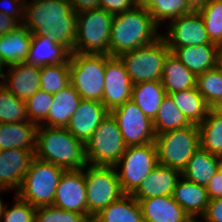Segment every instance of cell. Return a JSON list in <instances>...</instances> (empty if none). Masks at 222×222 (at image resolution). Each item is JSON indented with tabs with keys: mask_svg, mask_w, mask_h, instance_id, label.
I'll return each instance as SVG.
<instances>
[{
	"mask_svg": "<svg viewBox=\"0 0 222 222\" xmlns=\"http://www.w3.org/2000/svg\"><path fill=\"white\" fill-rule=\"evenodd\" d=\"M53 99L47 119L39 126L66 128L71 116L78 109L82 98L70 84L66 88L53 94Z\"/></svg>",
	"mask_w": 222,
	"mask_h": 222,
	"instance_id": "cell-24",
	"label": "cell"
},
{
	"mask_svg": "<svg viewBox=\"0 0 222 222\" xmlns=\"http://www.w3.org/2000/svg\"><path fill=\"white\" fill-rule=\"evenodd\" d=\"M211 0H188L191 11L199 12L202 10Z\"/></svg>",
	"mask_w": 222,
	"mask_h": 222,
	"instance_id": "cell-48",
	"label": "cell"
},
{
	"mask_svg": "<svg viewBox=\"0 0 222 222\" xmlns=\"http://www.w3.org/2000/svg\"><path fill=\"white\" fill-rule=\"evenodd\" d=\"M32 33L23 25L0 37V58L4 66L26 62Z\"/></svg>",
	"mask_w": 222,
	"mask_h": 222,
	"instance_id": "cell-25",
	"label": "cell"
},
{
	"mask_svg": "<svg viewBox=\"0 0 222 222\" xmlns=\"http://www.w3.org/2000/svg\"><path fill=\"white\" fill-rule=\"evenodd\" d=\"M165 95L161 80L146 81L133 84L131 100L153 121Z\"/></svg>",
	"mask_w": 222,
	"mask_h": 222,
	"instance_id": "cell-30",
	"label": "cell"
},
{
	"mask_svg": "<svg viewBox=\"0 0 222 222\" xmlns=\"http://www.w3.org/2000/svg\"><path fill=\"white\" fill-rule=\"evenodd\" d=\"M1 83L15 96L26 101L40 89V67L26 62L8 66ZM9 77V78H8ZM8 78V79H7Z\"/></svg>",
	"mask_w": 222,
	"mask_h": 222,
	"instance_id": "cell-18",
	"label": "cell"
},
{
	"mask_svg": "<svg viewBox=\"0 0 222 222\" xmlns=\"http://www.w3.org/2000/svg\"><path fill=\"white\" fill-rule=\"evenodd\" d=\"M22 25L33 36H49L73 53L77 13L67 0L25 1Z\"/></svg>",
	"mask_w": 222,
	"mask_h": 222,
	"instance_id": "cell-1",
	"label": "cell"
},
{
	"mask_svg": "<svg viewBox=\"0 0 222 222\" xmlns=\"http://www.w3.org/2000/svg\"><path fill=\"white\" fill-rule=\"evenodd\" d=\"M210 199L222 198V165L206 186Z\"/></svg>",
	"mask_w": 222,
	"mask_h": 222,
	"instance_id": "cell-45",
	"label": "cell"
},
{
	"mask_svg": "<svg viewBox=\"0 0 222 222\" xmlns=\"http://www.w3.org/2000/svg\"><path fill=\"white\" fill-rule=\"evenodd\" d=\"M53 206L83 214L87 218V200L84 168L67 170L61 175Z\"/></svg>",
	"mask_w": 222,
	"mask_h": 222,
	"instance_id": "cell-15",
	"label": "cell"
},
{
	"mask_svg": "<svg viewBox=\"0 0 222 222\" xmlns=\"http://www.w3.org/2000/svg\"><path fill=\"white\" fill-rule=\"evenodd\" d=\"M165 40L160 37L154 43L120 54L125 69L133 84L146 81H159L162 68L170 53Z\"/></svg>",
	"mask_w": 222,
	"mask_h": 222,
	"instance_id": "cell-9",
	"label": "cell"
},
{
	"mask_svg": "<svg viewBox=\"0 0 222 222\" xmlns=\"http://www.w3.org/2000/svg\"><path fill=\"white\" fill-rule=\"evenodd\" d=\"M196 87L212 108L222 101V70L218 67L197 75Z\"/></svg>",
	"mask_w": 222,
	"mask_h": 222,
	"instance_id": "cell-37",
	"label": "cell"
},
{
	"mask_svg": "<svg viewBox=\"0 0 222 222\" xmlns=\"http://www.w3.org/2000/svg\"><path fill=\"white\" fill-rule=\"evenodd\" d=\"M181 179L177 181L172 197L193 220H197L198 215L201 217L206 212L210 200L208 192L204 186L182 176Z\"/></svg>",
	"mask_w": 222,
	"mask_h": 222,
	"instance_id": "cell-22",
	"label": "cell"
},
{
	"mask_svg": "<svg viewBox=\"0 0 222 222\" xmlns=\"http://www.w3.org/2000/svg\"><path fill=\"white\" fill-rule=\"evenodd\" d=\"M6 7L0 8V12H4L7 16L16 18L18 21L23 20L24 0H2ZM22 19H19V18Z\"/></svg>",
	"mask_w": 222,
	"mask_h": 222,
	"instance_id": "cell-44",
	"label": "cell"
},
{
	"mask_svg": "<svg viewBox=\"0 0 222 222\" xmlns=\"http://www.w3.org/2000/svg\"><path fill=\"white\" fill-rule=\"evenodd\" d=\"M87 218L94 217L110 203L124 195L114 166L84 167Z\"/></svg>",
	"mask_w": 222,
	"mask_h": 222,
	"instance_id": "cell-10",
	"label": "cell"
},
{
	"mask_svg": "<svg viewBox=\"0 0 222 222\" xmlns=\"http://www.w3.org/2000/svg\"><path fill=\"white\" fill-rule=\"evenodd\" d=\"M26 103L0 83V123L28 122Z\"/></svg>",
	"mask_w": 222,
	"mask_h": 222,
	"instance_id": "cell-35",
	"label": "cell"
},
{
	"mask_svg": "<svg viewBox=\"0 0 222 222\" xmlns=\"http://www.w3.org/2000/svg\"><path fill=\"white\" fill-rule=\"evenodd\" d=\"M70 82L69 61L40 67V89L55 94L70 85Z\"/></svg>",
	"mask_w": 222,
	"mask_h": 222,
	"instance_id": "cell-36",
	"label": "cell"
},
{
	"mask_svg": "<svg viewBox=\"0 0 222 222\" xmlns=\"http://www.w3.org/2000/svg\"><path fill=\"white\" fill-rule=\"evenodd\" d=\"M169 95L177 108L181 110L192 124L199 125L211 110V107L198 92L197 87L171 93Z\"/></svg>",
	"mask_w": 222,
	"mask_h": 222,
	"instance_id": "cell-31",
	"label": "cell"
},
{
	"mask_svg": "<svg viewBox=\"0 0 222 222\" xmlns=\"http://www.w3.org/2000/svg\"><path fill=\"white\" fill-rule=\"evenodd\" d=\"M34 157L31 150L24 148L0 151V189L17 192Z\"/></svg>",
	"mask_w": 222,
	"mask_h": 222,
	"instance_id": "cell-17",
	"label": "cell"
},
{
	"mask_svg": "<svg viewBox=\"0 0 222 222\" xmlns=\"http://www.w3.org/2000/svg\"><path fill=\"white\" fill-rule=\"evenodd\" d=\"M85 222H99L97 219H95L94 217H89L86 219Z\"/></svg>",
	"mask_w": 222,
	"mask_h": 222,
	"instance_id": "cell-54",
	"label": "cell"
},
{
	"mask_svg": "<svg viewBox=\"0 0 222 222\" xmlns=\"http://www.w3.org/2000/svg\"><path fill=\"white\" fill-rule=\"evenodd\" d=\"M71 52L49 36H33L26 63L35 66L57 65L67 63Z\"/></svg>",
	"mask_w": 222,
	"mask_h": 222,
	"instance_id": "cell-23",
	"label": "cell"
},
{
	"mask_svg": "<svg viewBox=\"0 0 222 222\" xmlns=\"http://www.w3.org/2000/svg\"><path fill=\"white\" fill-rule=\"evenodd\" d=\"M181 172L176 169L158 164L142 181L132 194L136 200L157 196H172Z\"/></svg>",
	"mask_w": 222,
	"mask_h": 222,
	"instance_id": "cell-20",
	"label": "cell"
},
{
	"mask_svg": "<svg viewBox=\"0 0 222 222\" xmlns=\"http://www.w3.org/2000/svg\"><path fill=\"white\" fill-rule=\"evenodd\" d=\"M12 208L4 209L1 222H35L36 207L15 195Z\"/></svg>",
	"mask_w": 222,
	"mask_h": 222,
	"instance_id": "cell-41",
	"label": "cell"
},
{
	"mask_svg": "<svg viewBox=\"0 0 222 222\" xmlns=\"http://www.w3.org/2000/svg\"><path fill=\"white\" fill-rule=\"evenodd\" d=\"M198 127L200 147L222 158V118L211 109Z\"/></svg>",
	"mask_w": 222,
	"mask_h": 222,
	"instance_id": "cell-33",
	"label": "cell"
},
{
	"mask_svg": "<svg viewBox=\"0 0 222 222\" xmlns=\"http://www.w3.org/2000/svg\"><path fill=\"white\" fill-rule=\"evenodd\" d=\"M157 165V149L154 142L126 147L122 158L114 166L116 169L118 166L121 168L117 175L123 193L132 195Z\"/></svg>",
	"mask_w": 222,
	"mask_h": 222,
	"instance_id": "cell-11",
	"label": "cell"
},
{
	"mask_svg": "<svg viewBox=\"0 0 222 222\" xmlns=\"http://www.w3.org/2000/svg\"><path fill=\"white\" fill-rule=\"evenodd\" d=\"M83 214L63 210L53 205L37 207L35 222H85Z\"/></svg>",
	"mask_w": 222,
	"mask_h": 222,
	"instance_id": "cell-40",
	"label": "cell"
},
{
	"mask_svg": "<svg viewBox=\"0 0 222 222\" xmlns=\"http://www.w3.org/2000/svg\"><path fill=\"white\" fill-rule=\"evenodd\" d=\"M99 222H144L139 202L124 194L94 216Z\"/></svg>",
	"mask_w": 222,
	"mask_h": 222,
	"instance_id": "cell-29",
	"label": "cell"
},
{
	"mask_svg": "<svg viewBox=\"0 0 222 222\" xmlns=\"http://www.w3.org/2000/svg\"><path fill=\"white\" fill-rule=\"evenodd\" d=\"M70 83L85 100L101 101L105 83V54L71 53Z\"/></svg>",
	"mask_w": 222,
	"mask_h": 222,
	"instance_id": "cell-7",
	"label": "cell"
},
{
	"mask_svg": "<svg viewBox=\"0 0 222 222\" xmlns=\"http://www.w3.org/2000/svg\"><path fill=\"white\" fill-rule=\"evenodd\" d=\"M37 125L33 122L0 123V151L24 148L36 151Z\"/></svg>",
	"mask_w": 222,
	"mask_h": 222,
	"instance_id": "cell-26",
	"label": "cell"
},
{
	"mask_svg": "<svg viewBox=\"0 0 222 222\" xmlns=\"http://www.w3.org/2000/svg\"><path fill=\"white\" fill-rule=\"evenodd\" d=\"M197 76L170 52L163 64L161 83L166 94L196 87Z\"/></svg>",
	"mask_w": 222,
	"mask_h": 222,
	"instance_id": "cell-28",
	"label": "cell"
},
{
	"mask_svg": "<svg viewBox=\"0 0 222 222\" xmlns=\"http://www.w3.org/2000/svg\"><path fill=\"white\" fill-rule=\"evenodd\" d=\"M159 26L144 6L115 14L110 30V56H119L130 50L154 43L161 37Z\"/></svg>",
	"mask_w": 222,
	"mask_h": 222,
	"instance_id": "cell-2",
	"label": "cell"
},
{
	"mask_svg": "<svg viewBox=\"0 0 222 222\" xmlns=\"http://www.w3.org/2000/svg\"><path fill=\"white\" fill-rule=\"evenodd\" d=\"M35 157L67 170H80L87 165L85 144L66 128L38 126Z\"/></svg>",
	"mask_w": 222,
	"mask_h": 222,
	"instance_id": "cell-3",
	"label": "cell"
},
{
	"mask_svg": "<svg viewBox=\"0 0 222 222\" xmlns=\"http://www.w3.org/2000/svg\"><path fill=\"white\" fill-rule=\"evenodd\" d=\"M110 113L116 119L127 147L154 142L153 121L131 99L113 108Z\"/></svg>",
	"mask_w": 222,
	"mask_h": 222,
	"instance_id": "cell-12",
	"label": "cell"
},
{
	"mask_svg": "<svg viewBox=\"0 0 222 222\" xmlns=\"http://www.w3.org/2000/svg\"><path fill=\"white\" fill-rule=\"evenodd\" d=\"M5 191L4 189H0V192ZM3 200L0 198V222L2 221L3 213H4V205H3Z\"/></svg>",
	"mask_w": 222,
	"mask_h": 222,
	"instance_id": "cell-51",
	"label": "cell"
},
{
	"mask_svg": "<svg viewBox=\"0 0 222 222\" xmlns=\"http://www.w3.org/2000/svg\"><path fill=\"white\" fill-rule=\"evenodd\" d=\"M167 33L161 34L167 47H187L212 43L199 12L192 11L171 20Z\"/></svg>",
	"mask_w": 222,
	"mask_h": 222,
	"instance_id": "cell-13",
	"label": "cell"
},
{
	"mask_svg": "<svg viewBox=\"0 0 222 222\" xmlns=\"http://www.w3.org/2000/svg\"><path fill=\"white\" fill-rule=\"evenodd\" d=\"M217 115L222 118V101L218 102L214 107L211 108Z\"/></svg>",
	"mask_w": 222,
	"mask_h": 222,
	"instance_id": "cell-50",
	"label": "cell"
},
{
	"mask_svg": "<svg viewBox=\"0 0 222 222\" xmlns=\"http://www.w3.org/2000/svg\"><path fill=\"white\" fill-rule=\"evenodd\" d=\"M113 15L103 9L77 13V34L73 53L110 56V30Z\"/></svg>",
	"mask_w": 222,
	"mask_h": 222,
	"instance_id": "cell-5",
	"label": "cell"
},
{
	"mask_svg": "<svg viewBox=\"0 0 222 222\" xmlns=\"http://www.w3.org/2000/svg\"><path fill=\"white\" fill-rule=\"evenodd\" d=\"M133 83L118 56L105 54V83L102 103L111 111L131 99Z\"/></svg>",
	"mask_w": 222,
	"mask_h": 222,
	"instance_id": "cell-14",
	"label": "cell"
},
{
	"mask_svg": "<svg viewBox=\"0 0 222 222\" xmlns=\"http://www.w3.org/2000/svg\"><path fill=\"white\" fill-rule=\"evenodd\" d=\"M217 67L222 70V43L217 44Z\"/></svg>",
	"mask_w": 222,
	"mask_h": 222,
	"instance_id": "cell-49",
	"label": "cell"
},
{
	"mask_svg": "<svg viewBox=\"0 0 222 222\" xmlns=\"http://www.w3.org/2000/svg\"><path fill=\"white\" fill-rule=\"evenodd\" d=\"M221 165V157L210 154L200 147L189 159L181 176L188 181L206 187Z\"/></svg>",
	"mask_w": 222,
	"mask_h": 222,
	"instance_id": "cell-27",
	"label": "cell"
},
{
	"mask_svg": "<svg viewBox=\"0 0 222 222\" xmlns=\"http://www.w3.org/2000/svg\"><path fill=\"white\" fill-rule=\"evenodd\" d=\"M135 6L132 0H100V9L112 15L132 10Z\"/></svg>",
	"mask_w": 222,
	"mask_h": 222,
	"instance_id": "cell-42",
	"label": "cell"
},
{
	"mask_svg": "<svg viewBox=\"0 0 222 222\" xmlns=\"http://www.w3.org/2000/svg\"><path fill=\"white\" fill-rule=\"evenodd\" d=\"M136 6H145L148 0H132Z\"/></svg>",
	"mask_w": 222,
	"mask_h": 222,
	"instance_id": "cell-52",
	"label": "cell"
},
{
	"mask_svg": "<svg viewBox=\"0 0 222 222\" xmlns=\"http://www.w3.org/2000/svg\"><path fill=\"white\" fill-rule=\"evenodd\" d=\"M168 48L196 76L217 67V45L214 43Z\"/></svg>",
	"mask_w": 222,
	"mask_h": 222,
	"instance_id": "cell-21",
	"label": "cell"
},
{
	"mask_svg": "<svg viewBox=\"0 0 222 222\" xmlns=\"http://www.w3.org/2000/svg\"><path fill=\"white\" fill-rule=\"evenodd\" d=\"M109 112L101 101L82 99L66 129L86 144Z\"/></svg>",
	"mask_w": 222,
	"mask_h": 222,
	"instance_id": "cell-16",
	"label": "cell"
},
{
	"mask_svg": "<svg viewBox=\"0 0 222 222\" xmlns=\"http://www.w3.org/2000/svg\"><path fill=\"white\" fill-rule=\"evenodd\" d=\"M191 125L192 123L177 108L171 96L166 94L153 120L155 134L159 135L170 130L181 129Z\"/></svg>",
	"mask_w": 222,
	"mask_h": 222,
	"instance_id": "cell-32",
	"label": "cell"
},
{
	"mask_svg": "<svg viewBox=\"0 0 222 222\" xmlns=\"http://www.w3.org/2000/svg\"><path fill=\"white\" fill-rule=\"evenodd\" d=\"M72 9L76 12H82L91 9H100V0H67Z\"/></svg>",
	"mask_w": 222,
	"mask_h": 222,
	"instance_id": "cell-47",
	"label": "cell"
},
{
	"mask_svg": "<svg viewBox=\"0 0 222 222\" xmlns=\"http://www.w3.org/2000/svg\"><path fill=\"white\" fill-rule=\"evenodd\" d=\"M144 222H191L193 219L172 196H157L137 200Z\"/></svg>",
	"mask_w": 222,
	"mask_h": 222,
	"instance_id": "cell-19",
	"label": "cell"
},
{
	"mask_svg": "<svg viewBox=\"0 0 222 222\" xmlns=\"http://www.w3.org/2000/svg\"><path fill=\"white\" fill-rule=\"evenodd\" d=\"M126 147L118 123L109 112L85 144L87 164L115 166Z\"/></svg>",
	"mask_w": 222,
	"mask_h": 222,
	"instance_id": "cell-8",
	"label": "cell"
},
{
	"mask_svg": "<svg viewBox=\"0 0 222 222\" xmlns=\"http://www.w3.org/2000/svg\"><path fill=\"white\" fill-rule=\"evenodd\" d=\"M199 13L210 41L222 43V0H211Z\"/></svg>",
	"mask_w": 222,
	"mask_h": 222,
	"instance_id": "cell-38",
	"label": "cell"
},
{
	"mask_svg": "<svg viewBox=\"0 0 222 222\" xmlns=\"http://www.w3.org/2000/svg\"><path fill=\"white\" fill-rule=\"evenodd\" d=\"M144 7L158 26L164 20L171 21L192 12L188 0H148Z\"/></svg>",
	"mask_w": 222,
	"mask_h": 222,
	"instance_id": "cell-34",
	"label": "cell"
},
{
	"mask_svg": "<svg viewBox=\"0 0 222 222\" xmlns=\"http://www.w3.org/2000/svg\"><path fill=\"white\" fill-rule=\"evenodd\" d=\"M3 68H5V67H4V64H3V62H2V60L0 58V77L2 76L3 71H4Z\"/></svg>",
	"mask_w": 222,
	"mask_h": 222,
	"instance_id": "cell-53",
	"label": "cell"
},
{
	"mask_svg": "<svg viewBox=\"0 0 222 222\" xmlns=\"http://www.w3.org/2000/svg\"><path fill=\"white\" fill-rule=\"evenodd\" d=\"M64 169L34 157L15 194L34 207L53 204L56 189Z\"/></svg>",
	"mask_w": 222,
	"mask_h": 222,
	"instance_id": "cell-4",
	"label": "cell"
},
{
	"mask_svg": "<svg viewBox=\"0 0 222 222\" xmlns=\"http://www.w3.org/2000/svg\"><path fill=\"white\" fill-rule=\"evenodd\" d=\"M202 218L204 222H222V198L210 199Z\"/></svg>",
	"mask_w": 222,
	"mask_h": 222,
	"instance_id": "cell-43",
	"label": "cell"
},
{
	"mask_svg": "<svg viewBox=\"0 0 222 222\" xmlns=\"http://www.w3.org/2000/svg\"><path fill=\"white\" fill-rule=\"evenodd\" d=\"M158 164L182 172L193 153L200 148V132L196 124L170 130L155 136Z\"/></svg>",
	"mask_w": 222,
	"mask_h": 222,
	"instance_id": "cell-6",
	"label": "cell"
},
{
	"mask_svg": "<svg viewBox=\"0 0 222 222\" xmlns=\"http://www.w3.org/2000/svg\"><path fill=\"white\" fill-rule=\"evenodd\" d=\"M53 100V94L42 89H39L32 97L28 98L25 103L29 121L37 126L40 123L42 124L47 119Z\"/></svg>",
	"mask_w": 222,
	"mask_h": 222,
	"instance_id": "cell-39",
	"label": "cell"
},
{
	"mask_svg": "<svg viewBox=\"0 0 222 222\" xmlns=\"http://www.w3.org/2000/svg\"><path fill=\"white\" fill-rule=\"evenodd\" d=\"M21 25L16 18L9 17L4 12H0V37L16 30Z\"/></svg>",
	"mask_w": 222,
	"mask_h": 222,
	"instance_id": "cell-46",
	"label": "cell"
}]
</instances>
